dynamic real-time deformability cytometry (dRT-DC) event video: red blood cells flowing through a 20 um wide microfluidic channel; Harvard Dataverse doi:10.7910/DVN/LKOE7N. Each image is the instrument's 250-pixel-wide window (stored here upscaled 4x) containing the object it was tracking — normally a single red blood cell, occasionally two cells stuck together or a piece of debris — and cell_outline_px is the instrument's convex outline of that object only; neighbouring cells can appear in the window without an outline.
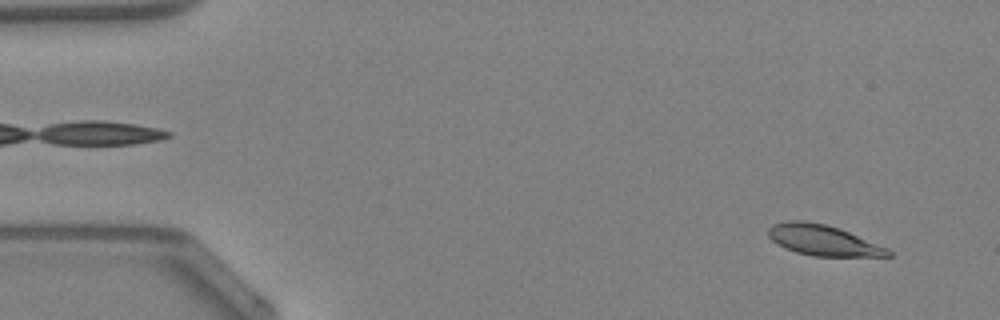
{"species": "Egyptian fruit bat (a non-hibernating species)", "species_latin": "Rousettus aegyptiacus", "temperature_condition": "warm", "stored_images_in_passage": 48, "camera_frame_rate_fps": 3000, "um_per_image_px": 0.085, "animal": {"sex": "female"}, "frame": {"image": 1, "passage_image": 4, "time_ms": 1.0, "image_size_px": [1000, 320], "cell_outline_px": [[892, 256], [812, 256], [796, 252], [784, 248], [772, 240], [768, 236], [768, 228], [772, 224], [792, 220], [800, 220], [824, 224], [840, 228], [888, 248], [892, 252]], "centroid_in_image_um": [69.95, 20.42], "position_along_channel_um": 15.0, "area_um2": 21.33}}
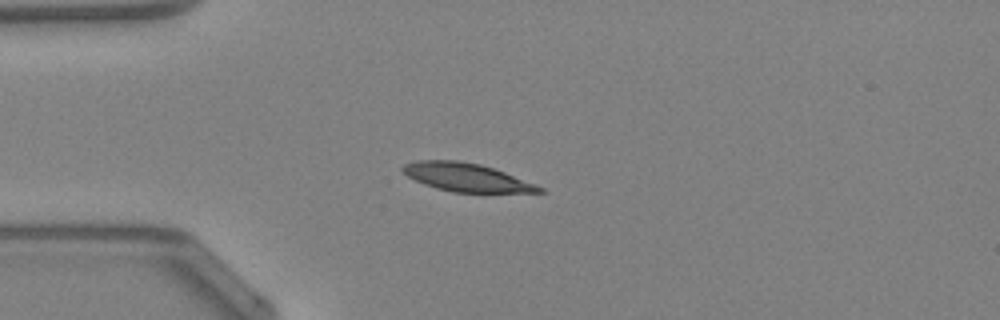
{"frame": {"image": 2, "passage_image": 13, "time_ms": 4.0, "image_size_px": [1000, 320], "cell_outline_px": [[544, 192], [452, 192], [436, 188], [424, 184], [408, 176], [400, 168], [404, 164], [416, 160], [460, 160], [480, 164], [504, 172], [536, 184], [544, 188]], "centroid_in_image_um": [39.62, 15.06], "position_along_channel_um": 45.4, "area_um2": 22.31}}
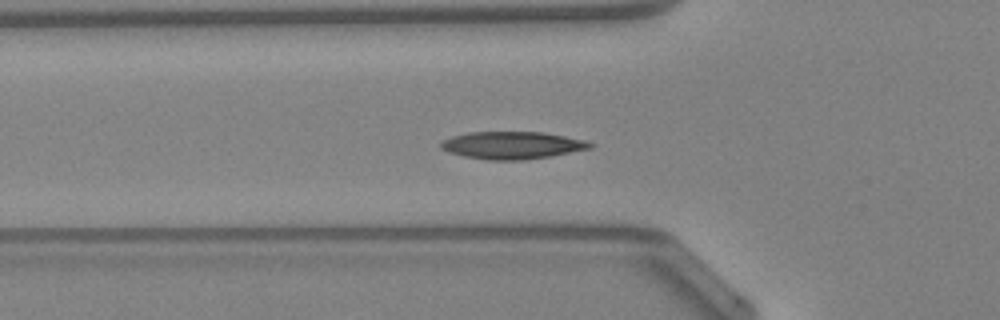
{"frame": {"image": 3, "passage_image": 17, "time_ms": 5.333, "image_size_px": [1000, 320], "cell_outline_px": [[592, 148], [552, 156], [524, 160], [488, 160], [464, 156], [440, 148], [440, 140], [452, 136], [468, 132], [544, 132], [584, 140], [592, 144]], "centroid_in_image_um": [43.52, 12.34], "position_along_channel_um": 82.3, "area_um2": 23.81}, "authors_computed_cell_mechanics": {"area_um2": 22.1663, "velocity_mm_per_s": 4.2531, "shape_relaxation_time_tau1_ms": 3.8391, "shape_relaxation_time_tau2_ms": 2.3964, "deformation_change_tau1": 0.1227, "deformation_change_tau2": 0.0472}}